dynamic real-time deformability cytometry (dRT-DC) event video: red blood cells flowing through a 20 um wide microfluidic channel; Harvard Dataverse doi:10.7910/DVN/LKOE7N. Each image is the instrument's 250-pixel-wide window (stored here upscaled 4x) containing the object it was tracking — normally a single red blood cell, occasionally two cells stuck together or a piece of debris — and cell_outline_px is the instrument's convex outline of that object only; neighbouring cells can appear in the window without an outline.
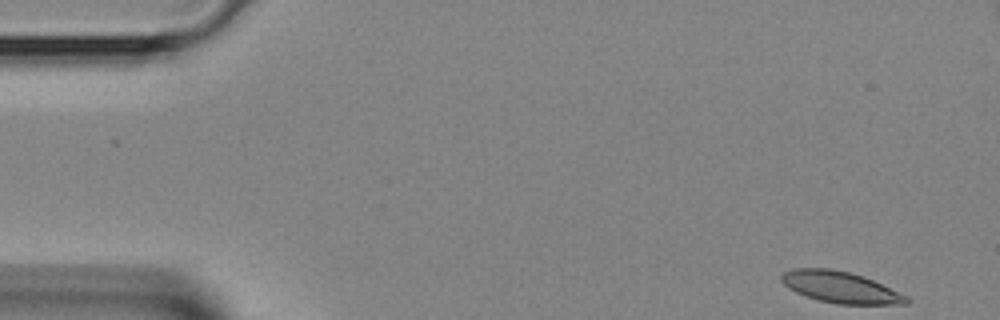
{"species": "Egyptian fruit bat (a non-hibernating species)", "species_latin": "Rousettus aegyptiacus", "temperature_condition": "room temperature", "stored_images_in_passage": 3, "camera_frame_rate_fps": 3000, "um_per_image_px": 0.085, "animal": {"sex": "female"}, "frame": {"image": 1, "passage_image": 1, "time_ms": 0.0, "image_size_px": [1000, 320], "cell_outline_px": [[912, 300], [908, 304], [836, 304], [820, 300], [796, 292], [788, 288], [780, 280], [780, 276], [784, 272], [792, 268], [828, 268], [848, 272], [864, 276], [908, 296]], "centroid_in_image_um": [71.45, 24.41], "position_along_channel_um": 13.6, "area_um2": 22.83}}